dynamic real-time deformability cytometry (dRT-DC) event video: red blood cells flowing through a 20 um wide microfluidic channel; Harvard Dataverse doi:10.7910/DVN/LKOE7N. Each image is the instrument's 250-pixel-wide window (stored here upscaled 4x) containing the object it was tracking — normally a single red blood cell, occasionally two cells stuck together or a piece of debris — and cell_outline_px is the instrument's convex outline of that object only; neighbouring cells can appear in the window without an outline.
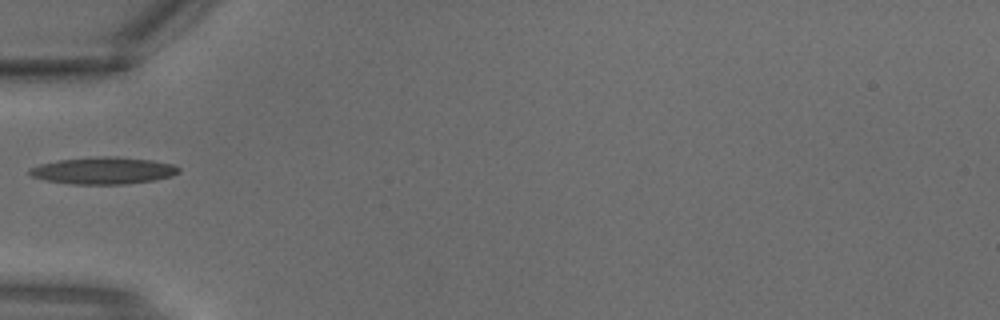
{"species": "common noctule bat (a hibernating species)", "species_latin": "Nyctalus noctula", "temperature_condition": "warm", "stored_images_in_passage": 4, "camera_frame_rate_fps": 3000, "um_per_image_px": 0.085, "animal": {"sex": "male", "body_mass_g": 18.8}, "frame": {"image": 1, "passage_image": 4, "time_ms": 1.0, "image_size_px": [1000, 320], "cell_outline_px": [[180, 172], [172, 176], [152, 180], [124, 184], [72, 184], [48, 180], [32, 176], [28, 172], [28, 168], [40, 164], [60, 160], [88, 156], [116, 156], [152, 160], [172, 164], [180, 168]], "centroid_in_image_um": [8.79, 14.48], "position_along_channel_um": 76.2, "area_um2": 23.47}}